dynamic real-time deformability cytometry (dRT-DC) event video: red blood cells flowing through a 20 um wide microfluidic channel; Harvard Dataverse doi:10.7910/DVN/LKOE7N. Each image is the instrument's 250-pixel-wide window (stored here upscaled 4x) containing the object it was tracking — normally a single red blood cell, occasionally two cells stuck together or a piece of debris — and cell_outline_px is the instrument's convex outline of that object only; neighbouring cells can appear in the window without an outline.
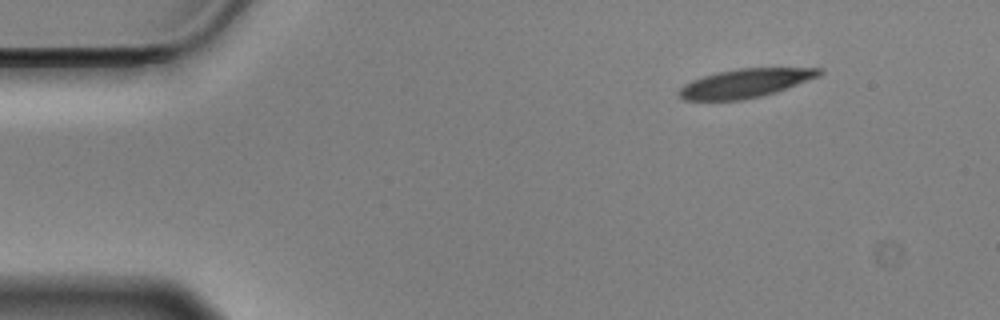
{"species": "Egyptian fruit bat (a non-hibernating species)", "species_latin": "Rousettus aegyptiacus", "temperature_condition": "cold", "stored_images_in_passage": 51, "camera_frame_rate_fps": 3000, "um_per_image_px": 0.085, "animal": {"sex": "male"}, "frame": {"image": 1, "passage_image": 1, "time_ms": 0.0, "image_size_px": [1000, 320], "cell_outline_px": [[824, 72], [820, 76], [776, 92], [760, 96], [740, 100], [684, 100], [676, 92], [684, 84], [692, 80], [716, 72], [740, 68], [824, 68]], "centroid_in_image_um": [63.36, 7.07], "position_along_channel_um": 21.6, "area_um2": 23.47}}
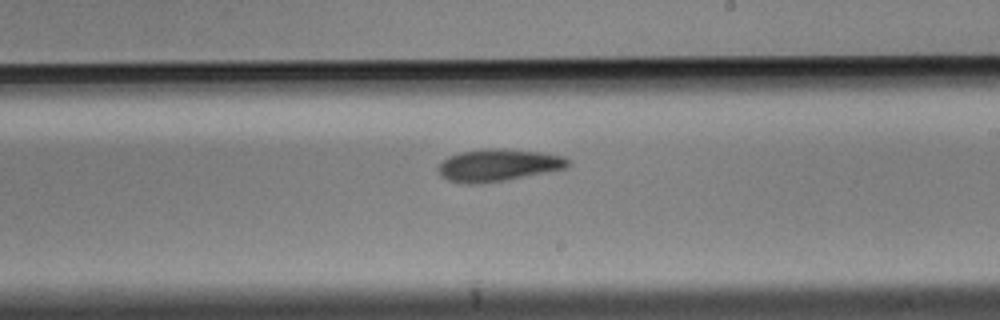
{"frame": {"image": 2, "passage_image": 27, "time_ms": 8.667, "image_size_px": [1000, 320], "cell_outline_px": [[572, 164], [568, 168], [552, 172], [504, 180], [476, 184], [464, 184], [448, 180], [440, 176], [436, 168], [448, 156], [460, 152], [484, 148], [496, 148], [540, 152], [564, 156]], "centroid_in_image_um": [42.36, 14.04], "position_along_channel_um": 246.6, "area_um2": 24.68}}
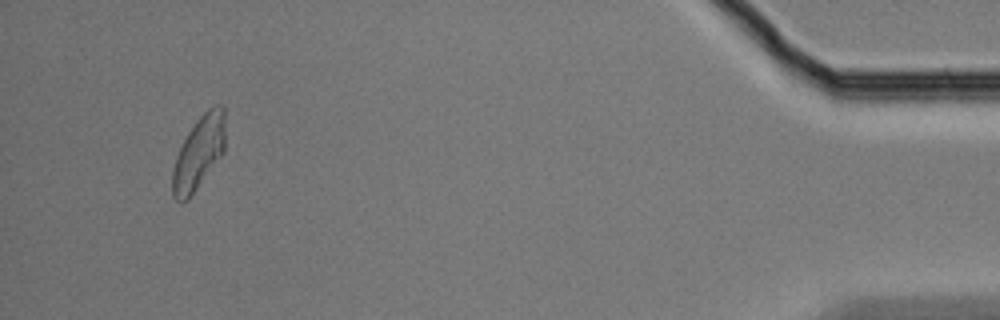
{"frame": {"image": 3, "passage_image": 48, "time_ms": 15.667, "image_size_px": [1000, 320], "cell_outline_px": [[224, 152], [188, 200], [176, 200], [172, 196], [172, 168], [176, 156], [188, 132], [196, 120], [212, 104], [220, 104], [224, 108]], "centroid_in_image_um": [16.89, 12.97], "position_along_channel_um": 418.3, "area_um2": 22.37}, "authors_computed_cell_mechanics": {"area_um2": 24.1026, "velocity_mm_per_s": 3.495, "shape_relaxation_time_tau1_ms": 7.0919, "shape_relaxation_time_tau2_ms": 7.7072, "deformation_change_tau1": 0.1711, "deformation_change_tau2": 0.1594}}